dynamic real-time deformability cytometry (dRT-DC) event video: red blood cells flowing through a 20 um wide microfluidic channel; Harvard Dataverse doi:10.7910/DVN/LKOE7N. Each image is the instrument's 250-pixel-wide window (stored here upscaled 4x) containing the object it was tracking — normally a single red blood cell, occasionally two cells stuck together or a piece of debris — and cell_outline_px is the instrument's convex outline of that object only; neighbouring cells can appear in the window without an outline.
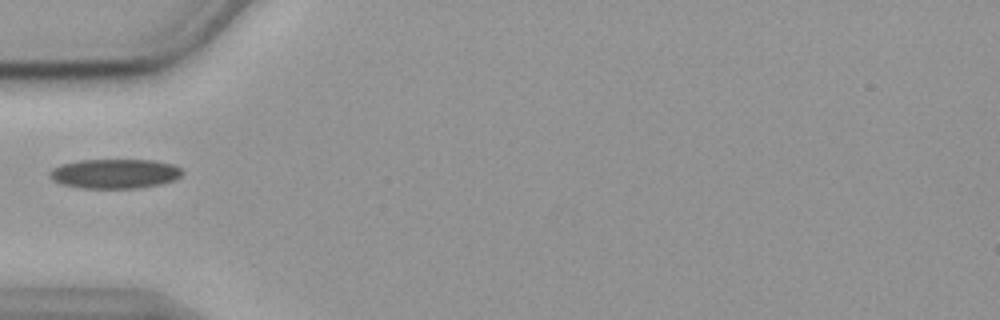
{"species": "common noctule bat (a hibernating species)", "species_latin": "Nyctalus noctula", "temperature_condition": "cold", "stored_images_in_passage": 39, "camera_frame_rate_fps": 3000, "um_per_image_px": 0.085, "animal": {"sex": "female", "body_mass_g": 19.9}, "frame": {"image": 1, "passage_image": 1, "time_ms": 0.0, "image_size_px": [1000, 320], "cell_outline_px": [[184, 172], [176, 180], [160, 184], [136, 188], [84, 188], [60, 184], [52, 180], [48, 176], [48, 172], [52, 168], [60, 164], [80, 160], [156, 160], [176, 164]], "centroid_in_image_um": [9.76, 14.75], "position_along_channel_um": 75.2, "area_um2": 23.12}}
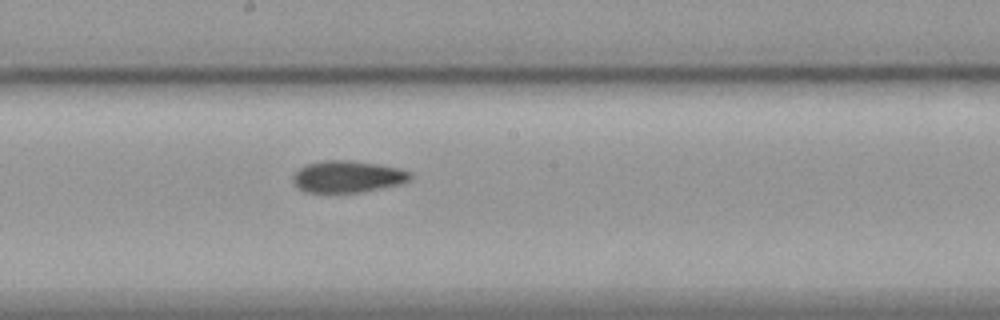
{"frame": {"image": 2, "passage_image": 13, "time_ms": 4.0, "image_size_px": [1000, 320], "cell_outline_px": [[412, 180], [400, 184], [360, 192], [304, 192], [292, 180], [292, 176], [304, 164], [324, 160], [348, 160], [380, 164], [400, 168], [412, 172]], "centroid_in_image_um": [29.58, 15.0], "position_along_channel_um": 218.6, "area_um2": 21.85}}
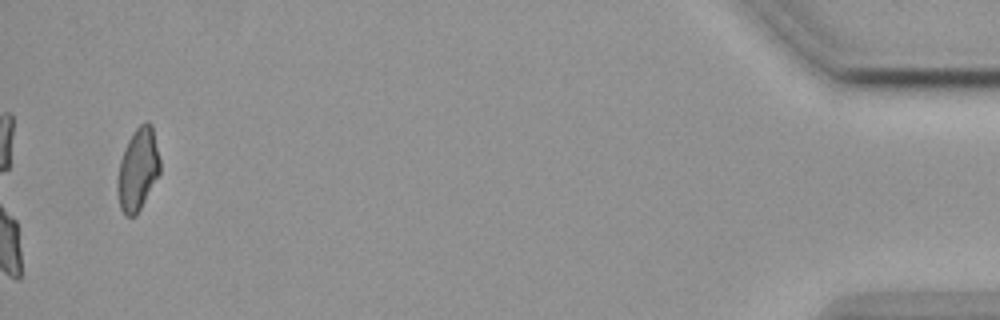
{"frame": {"image": 3, "passage_image": 37, "time_ms": 12.0, "image_size_px": [1000, 320], "cell_outline_px": [[160, 172], [136, 216], [124, 216], [120, 208], [116, 188], [116, 180], [120, 160], [124, 148], [128, 140], [136, 128], [140, 124], [148, 120], [152, 124], [160, 160]], "centroid_in_image_um": [11.7, 14.4], "position_along_channel_um": 423.5, "area_um2": 20.52}}